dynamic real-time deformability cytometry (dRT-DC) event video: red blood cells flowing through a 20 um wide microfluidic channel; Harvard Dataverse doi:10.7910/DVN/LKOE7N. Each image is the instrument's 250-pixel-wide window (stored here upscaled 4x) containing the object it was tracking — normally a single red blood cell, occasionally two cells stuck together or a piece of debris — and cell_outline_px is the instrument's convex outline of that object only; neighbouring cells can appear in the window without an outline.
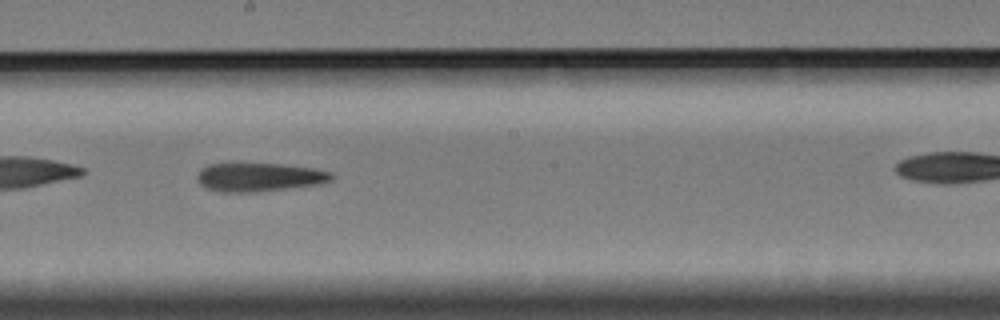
{"species": "Egyptian fruit bat (a non-hibernating species)", "species_latin": "Rousettus aegyptiacus", "temperature_condition": "cold", "stored_images_in_passage": 33, "camera_frame_rate_fps": 3000, "um_per_image_px": 0.085, "animal": {"sex": "female"}, "frame": {"image": 1, "passage_image": 17, "time_ms": 5.333, "image_size_px": [1000, 320], "cell_outline_px": [[336, 176], [332, 180], [320, 184], [256, 192], [220, 192], [208, 188], [200, 184], [196, 176], [200, 168], [208, 164], [232, 160], [240, 160], [280, 164], [312, 168], [332, 172]], "centroid_in_image_um": [21.97, 15.0], "position_along_channel_um": 226.2, "area_um2": 23.52}}